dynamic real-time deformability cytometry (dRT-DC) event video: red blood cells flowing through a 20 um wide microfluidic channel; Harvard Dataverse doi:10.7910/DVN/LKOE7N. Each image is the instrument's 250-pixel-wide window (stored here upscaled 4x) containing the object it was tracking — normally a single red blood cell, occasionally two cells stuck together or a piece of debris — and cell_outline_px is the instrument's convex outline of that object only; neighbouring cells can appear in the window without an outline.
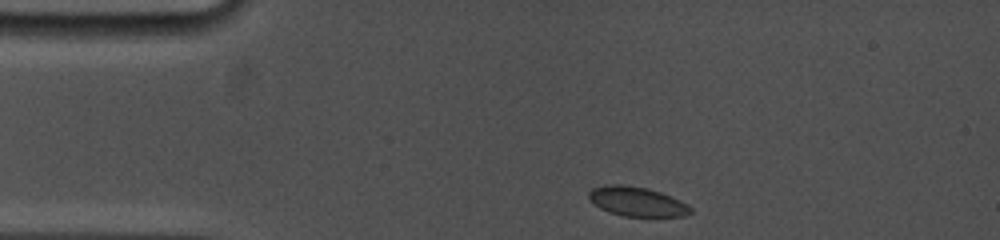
{"species": "common noctule bat (a hibernating species)", "species_latin": "Nyctalus noctula", "temperature_condition": "cold", "stored_images_in_passage": 61, "camera_frame_rate_fps": 5000, "um_per_image_px": 0.085, "animal": {"sex": "female", "body_mass_g": 19.0, "forearm_length_mm": 53.3}, "frame": {"image": 1, "passage_image": 1, "time_ms": 0.0, "image_size_px": [1000, 240], "cell_outline_px": [[692, 212], [684, 216], [624, 216], [608, 212], [600, 208], [588, 200], [588, 192], [592, 188], [612, 184], [620, 184], [648, 188], [660, 192], [680, 200], [688, 204], [692, 208]], "centroid_in_image_um": [54.13, 17.13], "position_along_channel_um": 30.9, "area_um2": 17.51}}
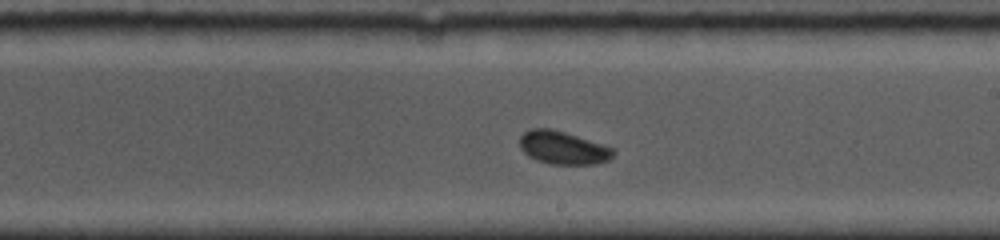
{"frame": {"image": 2, "passage_image": 34, "time_ms": 6.8, "image_size_px": [1000, 240], "cell_outline_px": [[616, 152], [608, 160], [596, 164], [548, 164], [536, 160], [528, 156], [520, 148], [520, 136], [524, 132], [532, 128], [552, 128], [616, 148]], "centroid_in_image_um": [47.86, 12.56], "position_along_channel_um": 241.1, "area_um2": 18.21}}
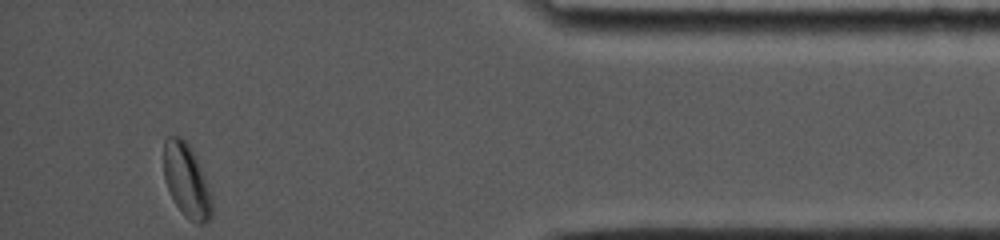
{"frame": {"image": 3, "passage_image": 61, "time_ms": 12.4, "image_size_px": [1000, 240], "cell_outline_px": [[212, 220], [204, 224], [196, 224], [184, 216], [176, 204], [168, 188], [164, 176], [164, 140], [168, 136], [180, 136], [188, 144], [200, 168], [212, 200]], "centroid_in_image_um": [15.85, 15.4], "position_along_channel_um": 419.3, "area_um2": 20.23}, "authors_computed_cell_mechanics": {"area_um2": 18.0336, "velocity_mm_per_s": 3.7435, "shape_relaxation_time_tau1_ms": 3.8672, "shape_relaxation_time_tau2_ms": null, "deformation_change_tau1": 0.0727, "deformation_change_tau2": null}}